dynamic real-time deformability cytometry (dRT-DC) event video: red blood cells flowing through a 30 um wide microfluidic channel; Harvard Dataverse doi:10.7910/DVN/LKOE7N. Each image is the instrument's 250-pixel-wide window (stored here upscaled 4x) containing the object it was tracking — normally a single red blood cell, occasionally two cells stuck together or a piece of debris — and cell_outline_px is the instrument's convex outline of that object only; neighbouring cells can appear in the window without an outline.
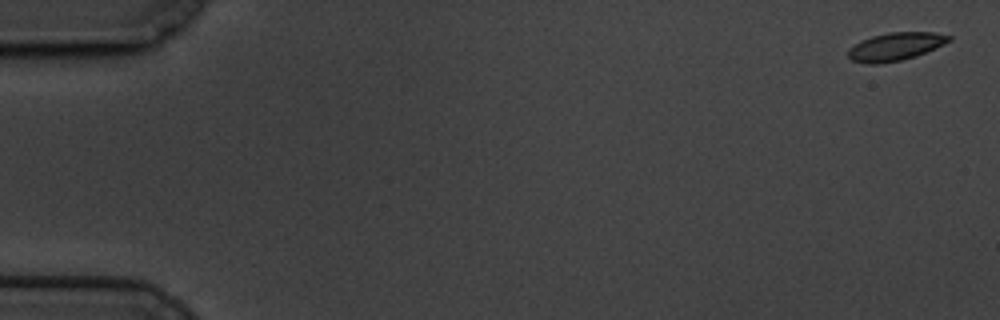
{"species": "common noctule bat (a hibernating species)", "species_latin": "Nyctalus noctula", "temperature_condition": "cold", "stored_images_in_passage": 60, "camera_frame_rate_fps": 3000, "um_per_image_px": 0.085, "animal": {"sex": "male", "body_mass_g": 19.5, "forearm_length_mm": 54.6}, "frame": {"image": 1, "passage_image": 1, "time_ms": 0.0, "image_size_px": [1000, 320], "cell_outline_px": [[952, 40], [944, 44], [916, 56], [900, 60], [880, 64], [868, 64], [852, 60], [848, 56], [848, 48], [860, 40], [872, 36], [888, 32], [936, 32], [952, 36]], "centroid_in_image_um": [76.11, 3.95], "position_along_channel_um": 8.9, "area_um2": 16.53}}
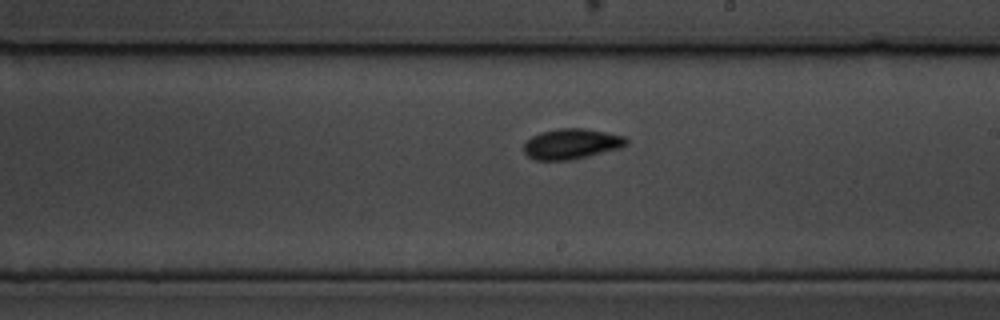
{"frame": {"image": 2, "passage_image": 35, "time_ms": 11.333, "image_size_px": [1000, 320], "cell_outline_px": [[628, 144], [624, 148], [588, 156], [568, 160], [536, 160], [528, 156], [524, 152], [524, 144], [532, 136], [540, 132], [560, 128], [584, 128], [624, 136], [628, 140]], "centroid_in_image_um": [48.61, 12.23], "position_along_channel_um": 240.4, "area_um2": 18.21}}
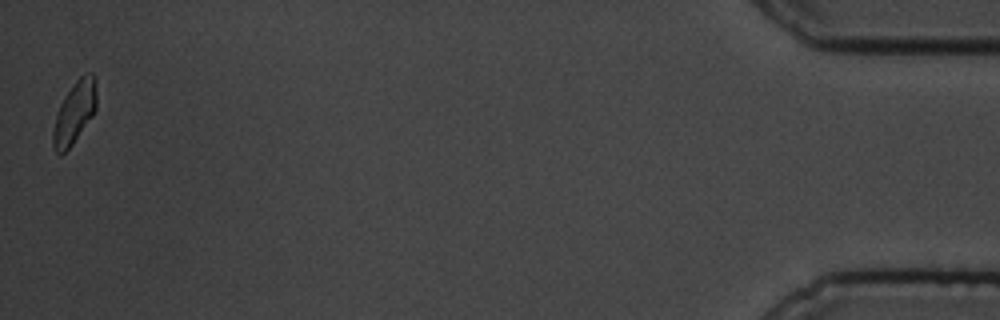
{"frame": {"image": 3, "passage_image": 60, "time_ms": 19.667, "image_size_px": [1000, 320], "cell_outline_px": [[96, 108], [92, 116], [72, 144], [60, 156], [56, 152], [52, 144], [52, 132], [56, 112], [64, 96], [76, 80], [84, 72], [92, 72], [96, 76]], "centroid_in_image_um": [6.33, 9.52], "position_along_channel_um": 428.9, "area_um2": 15.9}, "authors_computed_cell_mechanics": {"area_um2": 16.9354, "velocity_mm_per_s": 3.3194, "shape_relaxation_time_tau1_ms": 3.5031, "shape_relaxation_time_tau2_ms": 1.6239, "deformation_change_tau1": 0.1014, "deformation_change_tau2": 0.072}}